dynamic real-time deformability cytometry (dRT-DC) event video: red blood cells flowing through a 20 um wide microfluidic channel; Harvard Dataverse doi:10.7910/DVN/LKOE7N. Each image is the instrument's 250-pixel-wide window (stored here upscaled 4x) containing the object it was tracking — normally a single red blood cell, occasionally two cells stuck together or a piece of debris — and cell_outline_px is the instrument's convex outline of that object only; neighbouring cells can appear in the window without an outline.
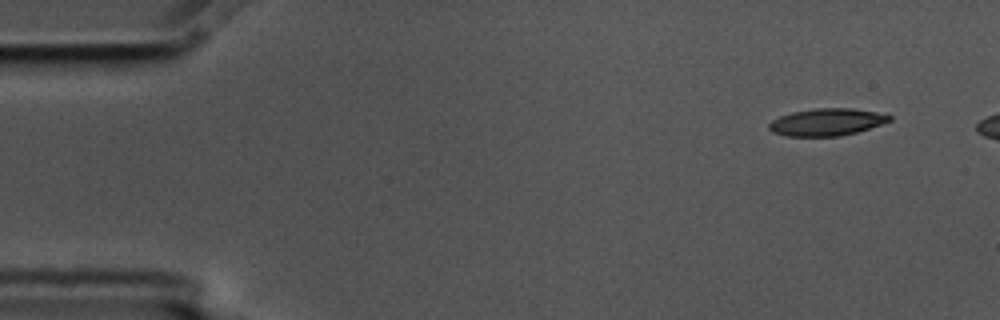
{"species": "common noctule bat (a hibernating species)", "species_latin": "Nyctalus noctula", "temperature_condition": "cold", "stored_images_in_passage": 13, "camera_frame_rate_fps": 3000, "um_per_image_px": 0.085, "animal": {"sex": "male", "body_mass_g": 17.5, "forearm_length_mm": 52.3}, "frame": {"image": 1, "passage_image": 1, "time_ms": 0.0, "image_size_px": [1000, 320], "cell_outline_px": [[892, 120], [856, 132], [840, 136], [784, 136], [772, 132], [768, 128], [768, 124], [772, 120], [780, 116], [792, 112], [816, 108], [852, 108], [888, 112], [892, 116]], "centroid_in_image_um": [70.31, 10.36], "position_along_channel_um": 14.7, "area_um2": 19.36}}
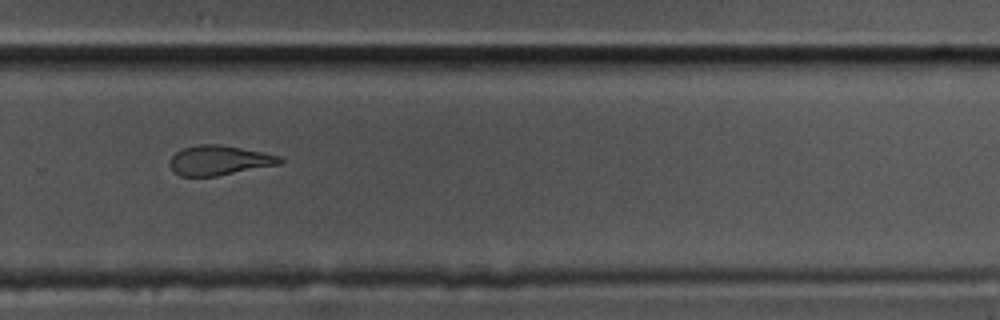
{"frame": {"image": 2, "passage_image": 10, "time_ms": 3.0, "image_size_px": [1000, 320], "cell_outline_px": [[284, 160], [280, 164], [216, 176], [180, 176], [172, 168], [168, 160], [180, 148], [200, 144], [220, 144], [264, 152], [280, 156]], "centroid_in_image_um": [18.63, 13.61], "position_along_channel_um": 311.2, "area_um2": 19.07}}